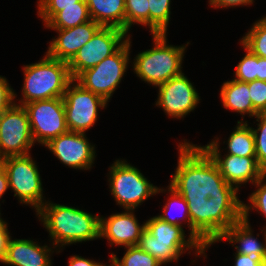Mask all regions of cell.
I'll list each match as a JSON object with an SVG mask.
<instances>
[{
    "label": "cell",
    "instance_id": "38",
    "mask_svg": "<svg viewBox=\"0 0 266 266\" xmlns=\"http://www.w3.org/2000/svg\"><path fill=\"white\" fill-rule=\"evenodd\" d=\"M253 3V0H209V4L216 7H234L240 5H250Z\"/></svg>",
    "mask_w": 266,
    "mask_h": 266
},
{
    "label": "cell",
    "instance_id": "17",
    "mask_svg": "<svg viewBox=\"0 0 266 266\" xmlns=\"http://www.w3.org/2000/svg\"><path fill=\"white\" fill-rule=\"evenodd\" d=\"M51 250L47 245L39 246L33 240L10 239L3 263L12 266H51Z\"/></svg>",
    "mask_w": 266,
    "mask_h": 266
},
{
    "label": "cell",
    "instance_id": "10",
    "mask_svg": "<svg viewBox=\"0 0 266 266\" xmlns=\"http://www.w3.org/2000/svg\"><path fill=\"white\" fill-rule=\"evenodd\" d=\"M126 34L115 27H101L68 63L72 79L114 54L128 40Z\"/></svg>",
    "mask_w": 266,
    "mask_h": 266
},
{
    "label": "cell",
    "instance_id": "15",
    "mask_svg": "<svg viewBox=\"0 0 266 266\" xmlns=\"http://www.w3.org/2000/svg\"><path fill=\"white\" fill-rule=\"evenodd\" d=\"M145 223L140 226L133 210L110 215L107 219L100 217L99 237L106 238L110 244L126 247L137 246Z\"/></svg>",
    "mask_w": 266,
    "mask_h": 266
},
{
    "label": "cell",
    "instance_id": "35",
    "mask_svg": "<svg viewBox=\"0 0 266 266\" xmlns=\"http://www.w3.org/2000/svg\"><path fill=\"white\" fill-rule=\"evenodd\" d=\"M5 221L0 222V262L3 263L7 255L8 245L11 239Z\"/></svg>",
    "mask_w": 266,
    "mask_h": 266
},
{
    "label": "cell",
    "instance_id": "33",
    "mask_svg": "<svg viewBox=\"0 0 266 266\" xmlns=\"http://www.w3.org/2000/svg\"><path fill=\"white\" fill-rule=\"evenodd\" d=\"M248 88L253 107L258 112H266V81H250Z\"/></svg>",
    "mask_w": 266,
    "mask_h": 266
},
{
    "label": "cell",
    "instance_id": "28",
    "mask_svg": "<svg viewBox=\"0 0 266 266\" xmlns=\"http://www.w3.org/2000/svg\"><path fill=\"white\" fill-rule=\"evenodd\" d=\"M134 23L149 26L148 0H125V32Z\"/></svg>",
    "mask_w": 266,
    "mask_h": 266
},
{
    "label": "cell",
    "instance_id": "26",
    "mask_svg": "<svg viewBox=\"0 0 266 266\" xmlns=\"http://www.w3.org/2000/svg\"><path fill=\"white\" fill-rule=\"evenodd\" d=\"M241 44L253 54L266 58V17L254 23L251 30L241 39Z\"/></svg>",
    "mask_w": 266,
    "mask_h": 266
},
{
    "label": "cell",
    "instance_id": "32",
    "mask_svg": "<svg viewBox=\"0 0 266 266\" xmlns=\"http://www.w3.org/2000/svg\"><path fill=\"white\" fill-rule=\"evenodd\" d=\"M266 174L262 176L255 184L258 189L253 192L249 197L250 206L243 203V219L248 221L249 210L253 207V209H257L266 217V182L265 181Z\"/></svg>",
    "mask_w": 266,
    "mask_h": 266
},
{
    "label": "cell",
    "instance_id": "37",
    "mask_svg": "<svg viewBox=\"0 0 266 266\" xmlns=\"http://www.w3.org/2000/svg\"><path fill=\"white\" fill-rule=\"evenodd\" d=\"M81 0H39L38 7H69L78 6Z\"/></svg>",
    "mask_w": 266,
    "mask_h": 266
},
{
    "label": "cell",
    "instance_id": "11",
    "mask_svg": "<svg viewBox=\"0 0 266 266\" xmlns=\"http://www.w3.org/2000/svg\"><path fill=\"white\" fill-rule=\"evenodd\" d=\"M34 143L28 113L20 103L0 114V153L4 157L29 155Z\"/></svg>",
    "mask_w": 266,
    "mask_h": 266
},
{
    "label": "cell",
    "instance_id": "24",
    "mask_svg": "<svg viewBox=\"0 0 266 266\" xmlns=\"http://www.w3.org/2000/svg\"><path fill=\"white\" fill-rule=\"evenodd\" d=\"M145 229L155 237V241L162 242H197L189 236L185 240V233L182 227L172 225L155 216L145 222Z\"/></svg>",
    "mask_w": 266,
    "mask_h": 266
},
{
    "label": "cell",
    "instance_id": "5",
    "mask_svg": "<svg viewBox=\"0 0 266 266\" xmlns=\"http://www.w3.org/2000/svg\"><path fill=\"white\" fill-rule=\"evenodd\" d=\"M130 36L112 55L96 66L81 72L74 80L84 89L103 97L107 102L120 84L129 61Z\"/></svg>",
    "mask_w": 266,
    "mask_h": 266
},
{
    "label": "cell",
    "instance_id": "4",
    "mask_svg": "<svg viewBox=\"0 0 266 266\" xmlns=\"http://www.w3.org/2000/svg\"><path fill=\"white\" fill-rule=\"evenodd\" d=\"M152 49L135 57L134 71L143 81L159 86L182 73L181 65L186 46L167 45L166 34H153Z\"/></svg>",
    "mask_w": 266,
    "mask_h": 266
},
{
    "label": "cell",
    "instance_id": "12",
    "mask_svg": "<svg viewBox=\"0 0 266 266\" xmlns=\"http://www.w3.org/2000/svg\"><path fill=\"white\" fill-rule=\"evenodd\" d=\"M218 139L202 148L208 153L217 165L220 174L225 181L239 190L240 184L250 183L255 184L262 176L266 174L263 168L258 164L256 157H244L237 155H225L220 157ZM239 185V186H238Z\"/></svg>",
    "mask_w": 266,
    "mask_h": 266
},
{
    "label": "cell",
    "instance_id": "40",
    "mask_svg": "<svg viewBox=\"0 0 266 266\" xmlns=\"http://www.w3.org/2000/svg\"><path fill=\"white\" fill-rule=\"evenodd\" d=\"M8 188H9L8 176L7 173L5 172V169L2 167L0 169V198Z\"/></svg>",
    "mask_w": 266,
    "mask_h": 266
},
{
    "label": "cell",
    "instance_id": "31",
    "mask_svg": "<svg viewBox=\"0 0 266 266\" xmlns=\"http://www.w3.org/2000/svg\"><path fill=\"white\" fill-rule=\"evenodd\" d=\"M258 128H252L255 139V151L258 164L266 172V112H259L256 116Z\"/></svg>",
    "mask_w": 266,
    "mask_h": 266
},
{
    "label": "cell",
    "instance_id": "14",
    "mask_svg": "<svg viewBox=\"0 0 266 266\" xmlns=\"http://www.w3.org/2000/svg\"><path fill=\"white\" fill-rule=\"evenodd\" d=\"M65 165L74 169H90L95 159V149L85 133L67 131L45 145Z\"/></svg>",
    "mask_w": 266,
    "mask_h": 266
},
{
    "label": "cell",
    "instance_id": "16",
    "mask_svg": "<svg viewBox=\"0 0 266 266\" xmlns=\"http://www.w3.org/2000/svg\"><path fill=\"white\" fill-rule=\"evenodd\" d=\"M101 27L91 19L73 28L53 29L58 32V37L53 39L46 53L54 59L69 63Z\"/></svg>",
    "mask_w": 266,
    "mask_h": 266
},
{
    "label": "cell",
    "instance_id": "22",
    "mask_svg": "<svg viewBox=\"0 0 266 266\" xmlns=\"http://www.w3.org/2000/svg\"><path fill=\"white\" fill-rule=\"evenodd\" d=\"M221 101L226 109H230L249 116H256L259 112L253 107L250 98L248 82H240L235 79L224 82L220 92Z\"/></svg>",
    "mask_w": 266,
    "mask_h": 266
},
{
    "label": "cell",
    "instance_id": "7",
    "mask_svg": "<svg viewBox=\"0 0 266 266\" xmlns=\"http://www.w3.org/2000/svg\"><path fill=\"white\" fill-rule=\"evenodd\" d=\"M3 168L14 196H17L21 203L35 207L37 212L44 204L43 188L37 165L31 156L5 157Z\"/></svg>",
    "mask_w": 266,
    "mask_h": 266
},
{
    "label": "cell",
    "instance_id": "34",
    "mask_svg": "<svg viewBox=\"0 0 266 266\" xmlns=\"http://www.w3.org/2000/svg\"><path fill=\"white\" fill-rule=\"evenodd\" d=\"M15 93L4 77L0 76V114L10 109L15 102Z\"/></svg>",
    "mask_w": 266,
    "mask_h": 266
},
{
    "label": "cell",
    "instance_id": "25",
    "mask_svg": "<svg viewBox=\"0 0 266 266\" xmlns=\"http://www.w3.org/2000/svg\"><path fill=\"white\" fill-rule=\"evenodd\" d=\"M171 0H148L151 34H166L170 19Z\"/></svg>",
    "mask_w": 266,
    "mask_h": 266
},
{
    "label": "cell",
    "instance_id": "23",
    "mask_svg": "<svg viewBox=\"0 0 266 266\" xmlns=\"http://www.w3.org/2000/svg\"><path fill=\"white\" fill-rule=\"evenodd\" d=\"M238 121L236 129L230 135L228 139V154L244 156V157H256L255 151V139L252 132V128L248 126L247 121Z\"/></svg>",
    "mask_w": 266,
    "mask_h": 266
},
{
    "label": "cell",
    "instance_id": "42",
    "mask_svg": "<svg viewBox=\"0 0 266 266\" xmlns=\"http://www.w3.org/2000/svg\"><path fill=\"white\" fill-rule=\"evenodd\" d=\"M4 156L0 153V169L3 167L4 164Z\"/></svg>",
    "mask_w": 266,
    "mask_h": 266
},
{
    "label": "cell",
    "instance_id": "29",
    "mask_svg": "<svg viewBox=\"0 0 266 266\" xmlns=\"http://www.w3.org/2000/svg\"><path fill=\"white\" fill-rule=\"evenodd\" d=\"M168 191L171 193L170 194L171 197L168 200L169 202H167V204H165L164 209H163V211H164L163 214L162 215H158L157 217H159L163 221H166L169 224L182 227L181 221L179 222L178 219H176V217L174 218L173 215L170 216V214H169V211L173 207V205H175V204L178 205L181 208V210H183L184 213H185L184 217H186L187 222H188L187 223L188 227L190 228V235L189 236L192 237V224H191V220H190L189 208H188L187 201L174 188H172L170 185H169Z\"/></svg>",
    "mask_w": 266,
    "mask_h": 266
},
{
    "label": "cell",
    "instance_id": "19",
    "mask_svg": "<svg viewBox=\"0 0 266 266\" xmlns=\"http://www.w3.org/2000/svg\"><path fill=\"white\" fill-rule=\"evenodd\" d=\"M138 246L145 252L156 258L161 264L176 261L183 250L195 248L198 255L206 251L198 242H162L155 241L146 229L142 232Z\"/></svg>",
    "mask_w": 266,
    "mask_h": 266
},
{
    "label": "cell",
    "instance_id": "6",
    "mask_svg": "<svg viewBox=\"0 0 266 266\" xmlns=\"http://www.w3.org/2000/svg\"><path fill=\"white\" fill-rule=\"evenodd\" d=\"M110 168L111 194L125 210H134L150 195L164 191L149 183L136 167L126 161L116 160Z\"/></svg>",
    "mask_w": 266,
    "mask_h": 266
},
{
    "label": "cell",
    "instance_id": "8",
    "mask_svg": "<svg viewBox=\"0 0 266 266\" xmlns=\"http://www.w3.org/2000/svg\"><path fill=\"white\" fill-rule=\"evenodd\" d=\"M23 107L28 113L34 142L46 145L68 131L63 97L33 101Z\"/></svg>",
    "mask_w": 266,
    "mask_h": 266
},
{
    "label": "cell",
    "instance_id": "27",
    "mask_svg": "<svg viewBox=\"0 0 266 266\" xmlns=\"http://www.w3.org/2000/svg\"><path fill=\"white\" fill-rule=\"evenodd\" d=\"M126 253L122 260L115 254H111V259L114 266H160L162 265L156 258L149 253L143 251L138 245L126 247Z\"/></svg>",
    "mask_w": 266,
    "mask_h": 266
},
{
    "label": "cell",
    "instance_id": "2",
    "mask_svg": "<svg viewBox=\"0 0 266 266\" xmlns=\"http://www.w3.org/2000/svg\"><path fill=\"white\" fill-rule=\"evenodd\" d=\"M37 215L49 232L55 248L99 237L100 216L75 207L45 202ZM60 243V244H59Z\"/></svg>",
    "mask_w": 266,
    "mask_h": 266
},
{
    "label": "cell",
    "instance_id": "3",
    "mask_svg": "<svg viewBox=\"0 0 266 266\" xmlns=\"http://www.w3.org/2000/svg\"><path fill=\"white\" fill-rule=\"evenodd\" d=\"M24 84L22 89L24 104L63 97L68 84L73 80L67 62L54 59L47 53L38 63L24 66Z\"/></svg>",
    "mask_w": 266,
    "mask_h": 266
},
{
    "label": "cell",
    "instance_id": "9",
    "mask_svg": "<svg viewBox=\"0 0 266 266\" xmlns=\"http://www.w3.org/2000/svg\"><path fill=\"white\" fill-rule=\"evenodd\" d=\"M74 82L76 83L75 80H72L68 84L63 96L66 125L68 131L85 133L95 124L98 115L97 109L104 108L107 101Z\"/></svg>",
    "mask_w": 266,
    "mask_h": 266
},
{
    "label": "cell",
    "instance_id": "21",
    "mask_svg": "<svg viewBox=\"0 0 266 266\" xmlns=\"http://www.w3.org/2000/svg\"><path fill=\"white\" fill-rule=\"evenodd\" d=\"M86 4L94 22L125 31V0H86Z\"/></svg>",
    "mask_w": 266,
    "mask_h": 266
},
{
    "label": "cell",
    "instance_id": "30",
    "mask_svg": "<svg viewBox=\"0 0 266 266\" xmlns=\"http://www.w3.org/2000/svg\"><path fill=\"white\" fill-rule=\"evenodd\" d=\"M247 52L242 60L237 64L235 80L240 82H250L258 80V56L253 54L243 45Z\"/></svg>",
    "mask_w": 266,
    "mask_h": 266
},
{
    "label": "cell",
    "instance_id": "18",
    "mask_svg": "<svg viewBox=\"0 0 266 266\" xmlns=\"http://www.w3.org/2000/svg\"><path fill=\"white\" fill-rule=\"evenodd\" d=\"M38 15L51 29H69L91 20L86 0L78 2V6L38 7Z\"/></svg>",
    "mask_w": 266,
    "mask_h": 266
},
{
    "label": "cell",
    "instance_id": "36",
    "mask_svg": "<svg viewBox=\"0 0 266 266\" xmlns=\"http://www.w3.org/2000/svg\"><path fill=\"white\" fill-rule=\"evenodd\" d=\"M234 266H265V261L261 258H256L250 255L235 253Z\"/></svg>",
    "mask_w": 266,
    "mask_h": 266
},
{
    "label": "cell",
    "instance_id": "41",
    "mask_svg": "<svg viewBox=\"0 0 266 266\" xmlns=\"http://www.w3.org/2000/svg\"><path fill=\"white\" fill-rule=\"evenodd\" d=\"M258 80L266 81V58L258 56Z\"/></svg>",
    "mask_w": 266,
    "mask_h": 266
},
{
    "label": "cell",
    "instance_id": "20",
    "mask_svg": "<svg viewBox=\"0 0 266 266\" xmlns=\"http://www.w3.org/2000/svg\"><path fill=\"white\" fill-rule=\"evenodd\" d=\"M265 245L257 241V238L252 236V230L248 221L243 218L231 225L224 234L213 240L211 244L226 239L229 243H239L240 246H235L236 253L250 255L256 258L266 259V231L264 233Z\"/></svg>",
    "mask_w": 266,
    "mask_h": 266
},
{
    "label": "cell",
    "instance_id": "13",
    "mask_svg": "<svg viewBox=\"0 0 266 266\" xmlns=\"http://www.w3.org/2000/svg\"><path fill=\"white\" fill-rule=\"evenodd\" d=\"M156 105L162 107L168 116L182 118L199 103V95L193 84L181 73L159 85Z\"/></svg>",
    "mask_w": 266,
    "mask_h": 266
},
{
    "label": "cell",
    "instance_id": "1",
    "mask_svg": "<svg viewBox=\"0 0 266 266\" xmlns=\"http://www.w3.org/2000/svg\"><path fill=\"white\" fill-rule=\"evenodd\" d=\"M178 146V166L170 186L187 201L192 238L206 250L243 218V202L201 146L188 142Z\"/></svg>",
    "mask_w": 266,
    "mask_h": 266
},
{
    "label": "cell",
    "instance_id": "39",
    "mask_svg": "<svg viewBox=\"0 0 266 266\" xmlns=\"http://www.w3.org/2000/svg\"><path fill=\"white\" fill-rule=\"evenodd\" d=\"M69 266H103V263H98L96 261H91L81 256L74 255L69 260Z\"/></svg>",
    "mask_w": 266,
    "mask_h": 266
}]
</instances>
